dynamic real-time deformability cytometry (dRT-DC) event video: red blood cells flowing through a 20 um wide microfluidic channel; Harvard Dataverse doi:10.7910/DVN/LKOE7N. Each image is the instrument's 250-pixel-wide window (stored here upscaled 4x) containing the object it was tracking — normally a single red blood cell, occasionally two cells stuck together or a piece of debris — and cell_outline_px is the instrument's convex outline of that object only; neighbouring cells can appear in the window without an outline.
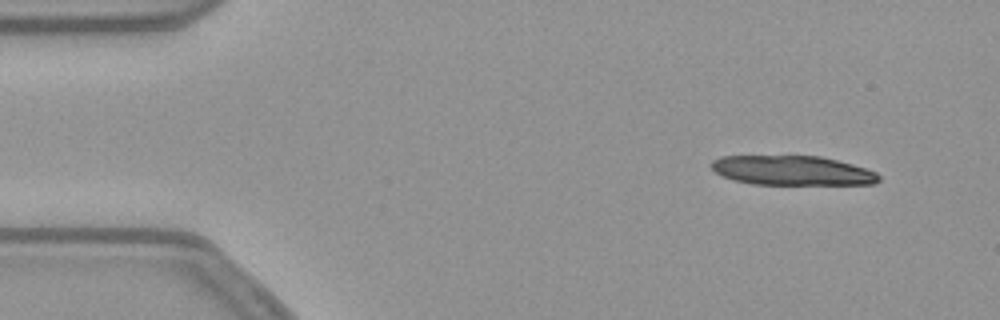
{"species": "common noctule bat (a hibernating species)", "species_latin": "Nyctalus noctula", "temperature_condition": "warm", "stored_images_in_passage": 50, "camera_frame_rate_fps": 3000, "um_per_image_px": 0.085, "animal": {"sex": "female", "body_mass_g": 21.9}, "frame": {"image": 1, "passage_image": 1, "time_ms": 0.0, "image_size_px": [1000, 320], "cell_outline_px": [[880, 180], [876, 184], [752, 184], [732, 180], [716, 172], [708, 164], [712, 160], [720, 156], [820, 156], [852, 164], [876, 172], [880, 176]], "centroid_in_image_um": [67.32, 14.49], "position_along_channel_um": 17.7, "area_um2": 28.78}}
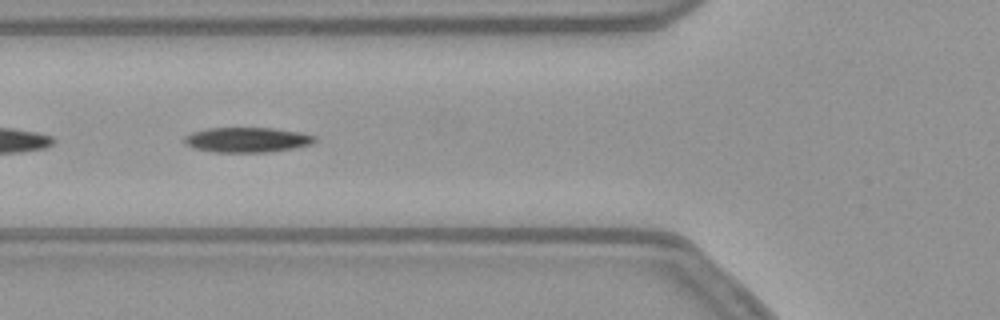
{"frame": {"image": 2, "passage_image": 16, "time_ms": 5.0, "image_size_px": [1000, 320], "cell_outline_px": [[316, 140], [312, 144], [292, 148], [268, 152], [216, 152], [192, 148], [184, 144], [184, 136], [192, 132], [208, 128], [272, 128], [300, 132], [316, 136]], "centroid_in_image_um": [20.98, 11.88], "position_along_channel_um": 104.8, "area_um2": 19.02}}
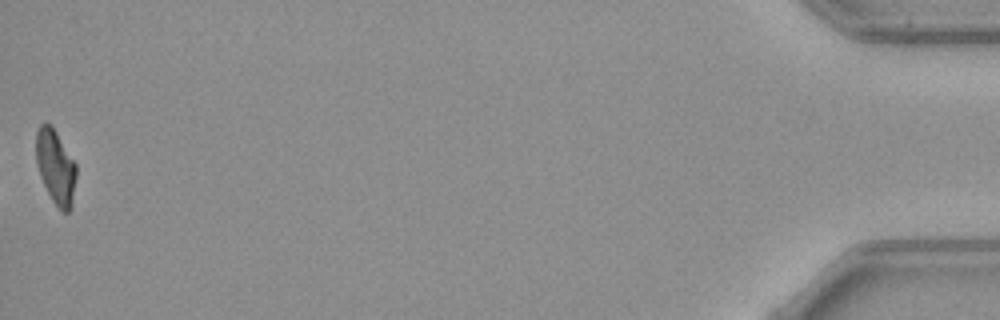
{"frame": {"image": 3, "passage_image": 50, "time_ms": 16.333, "image_size_px": [1000, 320], "cell_outline_px": [[76, 176], [72, 208], [68, 212], [64, 212], [52, 200], [40, 176], [36, 160], [36, 132], [40, 124], [48, 124], [56, 132], [76, 164]], "centroid_in_image_um": [4.73, 14.21], "position_along_channel_um": 430.5, "area_um2": 17.11}, "authors_computed_cell_mechanics": {"area_um2": 19.3052, "velocity_mm_per_s": 3.8102, "shape_relaxation_time_tau1_ms": 5.5618, "shape_relaxation_time_tau2_ms": null, "deformation_change_tau1": 0.1866, "deformation_change_tau2": null}}